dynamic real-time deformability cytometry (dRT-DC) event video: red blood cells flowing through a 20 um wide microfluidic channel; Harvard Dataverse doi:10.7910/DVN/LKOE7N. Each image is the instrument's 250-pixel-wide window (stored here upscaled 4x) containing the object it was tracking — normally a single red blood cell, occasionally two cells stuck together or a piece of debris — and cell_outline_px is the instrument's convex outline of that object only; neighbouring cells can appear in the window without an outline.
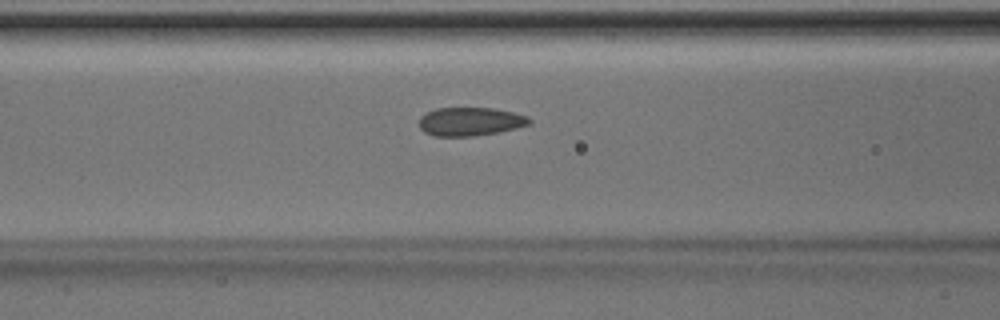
{"species": "Egyptian fruit bat (a non-hibernating species)", "species_latin": "Rousettus aegyptiacus", "temperature_condition": "room temperature", "stored_images_in_passage": 36, "camera_frame_rate_fps": 3000, "um_per_image_px": 0.085, "animal": {"sex": "male"}, "frame": {"image": 1, "passage_image": 10, "time_ms": 3.0, "image_size_px": [1000, 320], "cell_outline_px": [[532, 120], [528, 124], [516, 128], [500, 132], [476, 136], [432, 136], [424, 132], [420, 128], [420, 116], [436, 108], [496, 108], [528, 116]], "centroid_in_image_um": [39.97, 10.34], "position_along_channel_um": 126.6, "area_um2": 18.38}}
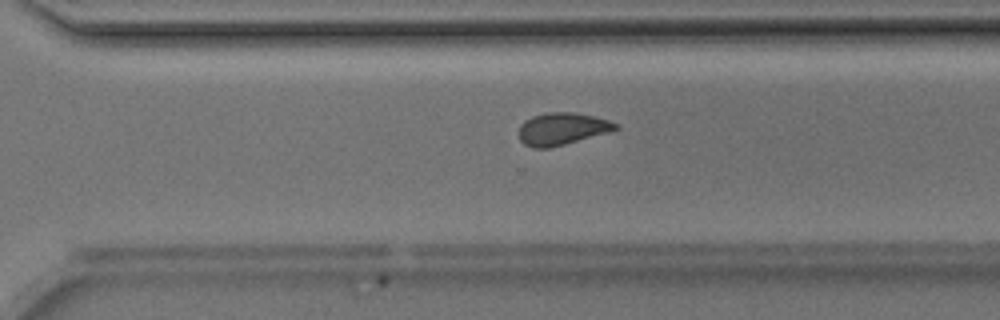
{"frame": {"image": 2, "passage_image": 24, "time_ms": 7.667, "image_size_px": [1000, 320], "cell_outline_px": [[620, 128], [612, 132], [548, 148], [532, 148], [524, 144], [520, 140], [520, 124], [524, 120], [532, 116], [548, 112], [572, 112], [592, 116], [608, 120], [616, 124]], "centroid_in_image_um": [47.77, 10.95], "position_along_channel_um": 322.8, "area_um2": 18.15}}
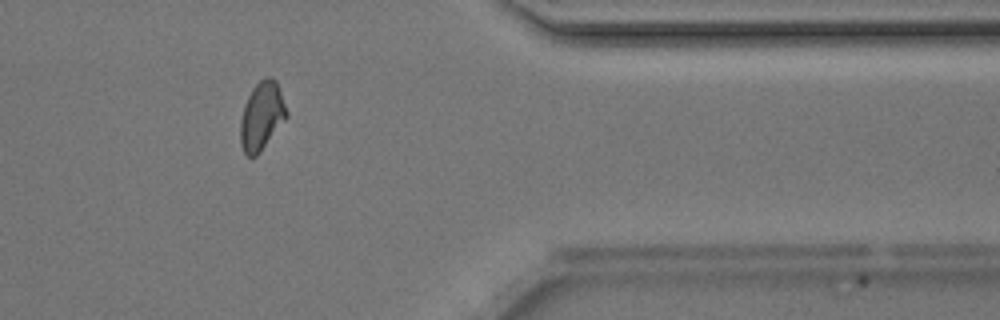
{"frame": {"image": 3, "passage_image": 30, "time_ms": 9.667, "image_size_px": [1000, 320], "cell_outline_px": [[288, 116], [260, 152], [256, 156], [248, 156], [244, 152], [240, 144], [240, 120], [244, 104], [252, 88], [264, 76], [272, 76], [276, 80], [288, 112]], "centroid_in_image_um": [22.24, 9.84], "position_along_channel_um": 389.2, "area_um2": 18.44}}